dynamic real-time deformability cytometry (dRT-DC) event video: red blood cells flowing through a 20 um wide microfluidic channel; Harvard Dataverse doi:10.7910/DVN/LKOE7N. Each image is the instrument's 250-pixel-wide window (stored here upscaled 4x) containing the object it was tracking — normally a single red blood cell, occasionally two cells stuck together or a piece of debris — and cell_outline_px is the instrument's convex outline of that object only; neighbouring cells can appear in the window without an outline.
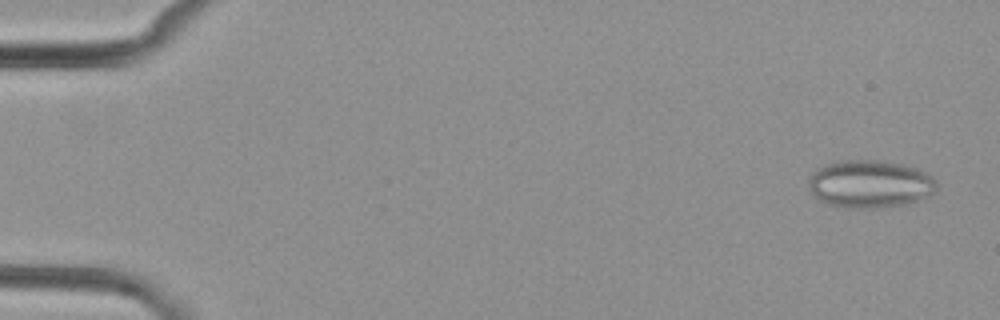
{"species": "common noctule bat (a hibernating species)", "species_latin": "Nyctalus noctula", "temperature_condition": "cold", "stored_images_in_passage": 6, "camera_frame_rate_fps": 3000, "um_per_image_px": 0.085, "animal": {"sex": "female", "body_mass_g": 29.2, "forearm_length_mm": 56.3}, "frame": {"image": 1, "passage_image": 1, "time_ms": 0.0, "image_size_px": [1000, 320], "cell_outline_px": [[936, 188], [928, 196], [904, 204], [884, 208], [848, 208], [824, 204], [812, 192], [808, 184], [808, 180], [812, 172], [816, 168], [828, 164], [844, 160], [876, 160], [908, 164], [932, 176], [936, 180]], "centroid_in_image_um": [73.93, 15.64], "position_along_channel_um": 11.1, "area_um2": 35.78}}